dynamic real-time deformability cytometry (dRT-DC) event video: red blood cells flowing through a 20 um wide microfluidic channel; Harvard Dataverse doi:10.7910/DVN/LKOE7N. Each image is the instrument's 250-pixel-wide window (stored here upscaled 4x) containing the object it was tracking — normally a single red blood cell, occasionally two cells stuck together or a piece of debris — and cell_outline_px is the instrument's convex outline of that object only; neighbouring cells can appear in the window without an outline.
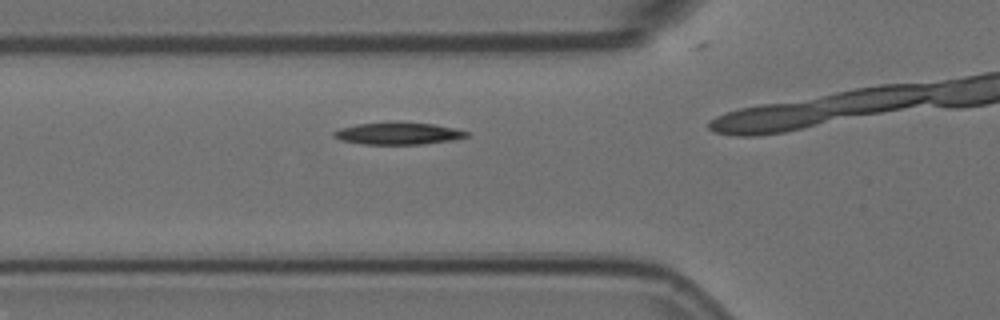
{"species": "Egyptian fruit bat (a non-hibernating species)", "species_latin": "Rousettus aegyptiacus", "temperature_condition": "room temperature", "stored_images_in_passage": 21, "camera_frame_rate_fps": 3000, "um_per_image_px": 0.085, "animal": {"sex": "female"}, "frame": {"image": 1, "passage_image": 10, "time_ms": 3.0, "image_size_px": [1000, 320], "cell_outline_px": [[468, 136], [452, 140], [420, 144], [364, 144], [340, 140], [332, 136], [332, 132], [340, 128], [356, 124], [432, 124], [452, 128], [468, 132]], "centroid_in_image_um": [33.78, 11.38], "position_along_channel_um": 92.0, "area_um2": 16.24}}